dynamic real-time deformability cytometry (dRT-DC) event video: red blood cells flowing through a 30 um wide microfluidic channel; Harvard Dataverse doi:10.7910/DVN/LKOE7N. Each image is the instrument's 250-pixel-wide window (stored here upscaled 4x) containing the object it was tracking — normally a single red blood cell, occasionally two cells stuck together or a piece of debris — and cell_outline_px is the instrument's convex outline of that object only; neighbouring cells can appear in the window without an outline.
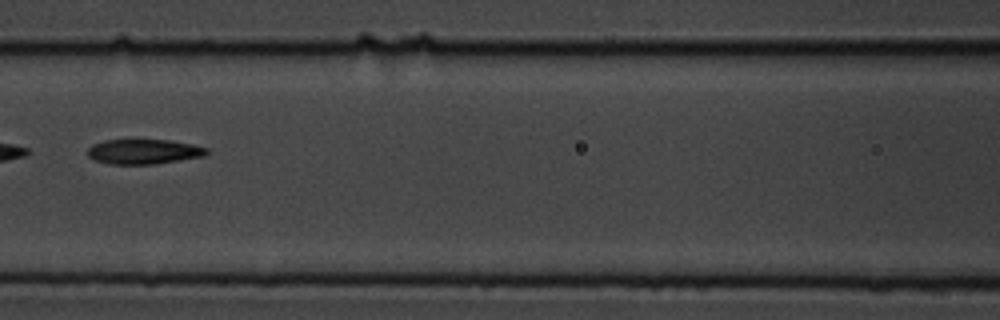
{"species": "common noctule bat (a hibernating species)", "species_latin": "Nyctalus noctula", "temperature_condition": "cold", "stored_images_in_passage": 17, "camera_frame_rate_fps": 3000, "um_per_image_px": 0.085, "animal": {"sex": "male", "body_mass_g": 19.5, "forearm_length_mm": 54.6}, "frame": {"image": 1, "passage_image": 8, "time_ms": 8.0, "image_size_px": [1000, 320], "cell_outline_px": [[208, 152], [204, 156], [152, 164], [108, 164], [92, 160], [88, 156], [88, 148], [92, 144], [104, 140], [168, 140], [192, 144], [208, 148]], "centroid_in_image_um": [12.17, 12.89], "position_along_channel_um": 154.4, "area_um2": 17.22}, "authors_computed_cell_mechanics": {"area_um2": 18.3226, "velocity_mm_per_s": 3.5647, "shape_relaxation_time_tau1_ms": 4.0732, "shape_relaxation_time_tau2_ms": 4.1299, "deformation_change_tau1": 0.126, "deformation_change_tau2": 0.1199}}